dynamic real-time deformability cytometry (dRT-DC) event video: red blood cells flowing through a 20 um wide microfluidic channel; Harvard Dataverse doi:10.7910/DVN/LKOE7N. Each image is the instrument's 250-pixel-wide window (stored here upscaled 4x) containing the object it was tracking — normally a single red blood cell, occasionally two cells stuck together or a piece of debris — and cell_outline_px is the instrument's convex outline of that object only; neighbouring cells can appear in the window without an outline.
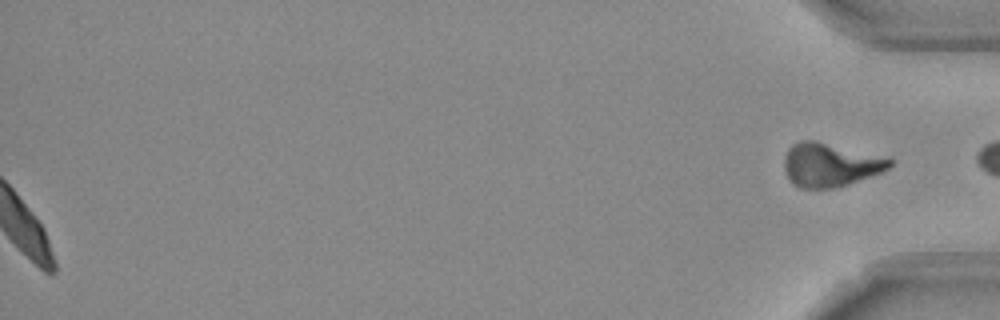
{"species": "Egyptian fruit bat (a non-hibernating species)", "species_latin": "Rousettus aegyptiacus", "temperature_condition": "room temperature", "stored_images_in_passage": 50, "camera_frame_rate_fps": 3000, "um_per_image_px": 0.085, "frame": {"image": 1, "passage_image": 50, "time_ms": 16.333, "image_size_px": [1000, 320], "cell_outline_px": [[892, 164], [888, 168], [880, 172], [848, 184], [836, 188], [800, 188], [788, 176], [784, 168], [784, 160], [788, 148], [792, 144], [800, 140], [816, 140], [892, 156]], "centroid_in_image_um": [70.63, 13.96], "position_along_channel_um": 364.6, "area_um2": 27.22}, "authors_computed_cell_mechanics": {"area_um2": 23.6691, "velocity_mm_per_s": 3.7476, "shape_relaxation_time_tau1_ms": 1.2456, "shape_relaxation_time_tau2_ms": null, "deformation_change_tau1": 0.2013, "deformation_change_tau2": null}}